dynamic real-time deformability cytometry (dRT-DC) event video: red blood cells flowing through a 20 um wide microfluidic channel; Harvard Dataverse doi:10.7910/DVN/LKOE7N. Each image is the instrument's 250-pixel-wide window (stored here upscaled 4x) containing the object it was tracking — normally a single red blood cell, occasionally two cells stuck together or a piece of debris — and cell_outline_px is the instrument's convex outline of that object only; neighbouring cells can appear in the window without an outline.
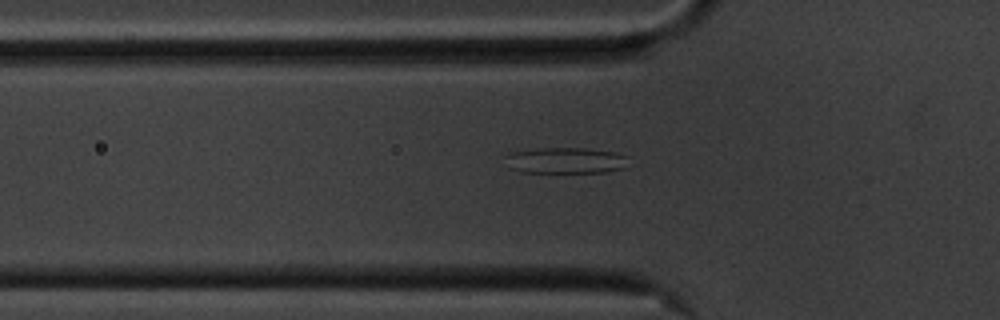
{"species": "common noctule bat (a hibernating species)", "species_latin": "Nyctalus noctula", "temperature_condition": "cold", "stored_images_in_passage": 41, "camera_frame_rate_fps": 3000, "um_per_image_px": 0.085, "animal": {"sex": "male", "body_mass_g": 20.1, "forearm_length_mm": 53.5}, "frame": {"image": 1, "passage_image": 3, "time_ms": 0.667, "image_size_px": [1000, 320], "cell_outline_px": [[628, 156], [624, 168], [608, 172], [524, 172], [508, 168], [504, 156], [512, 152], [536, 148], [584, 148], [616, 152]], "centroid_in_image_um": [48.06, 13.63], "position_along_channel_um": 77.7, "area_um2": 18.79}}
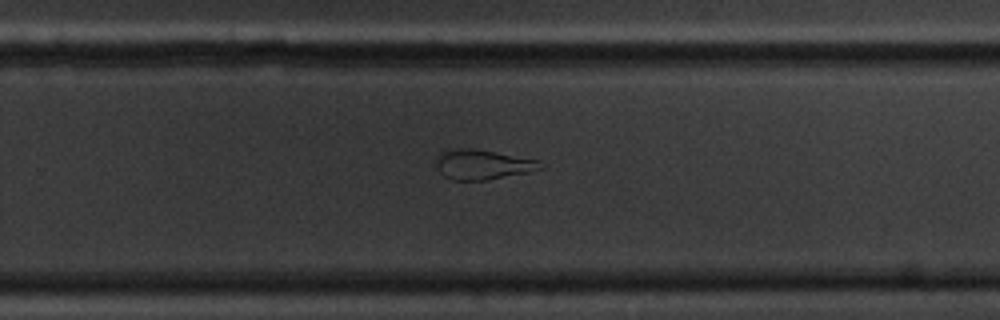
{"frame": {"image": 2, "passage_image": 21, "time_ms": 6.667, "image_size_px": [1000, 320], "cell_outline_px": [[544, 168], [528, 172], [488, 180], [452, 180], [444, 176], [440, 172], [436, 164], [436, 156], [440, 152], [448, 148], [472, 148], [540, 160]], "centroid_in_image_um": [41.0, 13.98], "position_along_channel_um": 288.8, "area_um2": 18.32}}
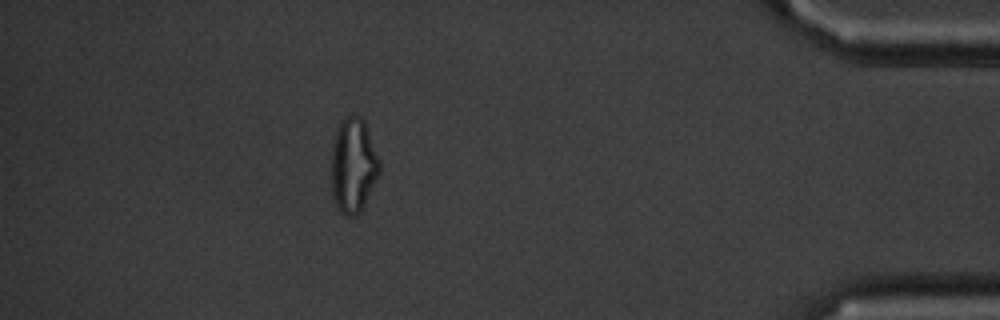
{"frame": {"image": 3, "passage_image": 35, "time_ms": 11.333, "image_size_px": [1000, 320], "cell_outline_px": [[380, 172], [360, 212], [356, 216], [348, 216], [340, 212], [332, 196], [328, 176], [332, 144], [340, 120], [344, 116], [360, 116], [364, 120], [380, 160]], "centroid_in_image_um": [29.97, 14.06], "position_along_channel_um": 405.2, "area_um2": 27.28}, "authors_computed_cell_mechanics": {"area_um2": 19.5364, "velocity_mm_per_s": 3.5049, "shape_relaxation_time_tau1_ms": null, "shape_relaxation_time_tau2_ms": 2.2203, "deformation_change_tau1": null, "deformation_change_tau2": 0.1135}}